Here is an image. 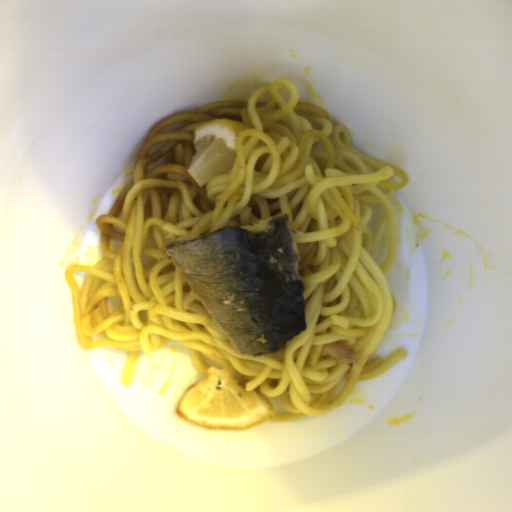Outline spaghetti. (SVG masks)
<instances>
[{
  "instance_id": "c7327b10",
  "label": "spaghetti",
  "mask_w": 512,
  "mask_h": 512,
  "mask_svg": "<svg viewBox=\"0 0 512 512\" xmlns=\"http://www.w3.org/2000/svg\"><path fill=\"white\" fill-rule=\"evenodd\" d=\"M300 98L284 76L247 101L171 115L144 138L124 174L131 178L95 221L105 256L65 270L78 343L127 351L122 386L129 387L140 351L178 343L197 372L231 370L245 390L269 398L274 414L266 421L286 422L330 413L359 381L407 356L399 349L368 361L396 309L386 276L398 259L392 196L408 176L356 149L346 127ZM215 118L248 128L237 136L233 171L198 187L187 171L194 129ZM285 212L301 257L305 332L279 351L237 353L167 257L166 238H195ZM336 342L362 356L356 369L321 355Z\"/></svg>"
}]
</instances>
